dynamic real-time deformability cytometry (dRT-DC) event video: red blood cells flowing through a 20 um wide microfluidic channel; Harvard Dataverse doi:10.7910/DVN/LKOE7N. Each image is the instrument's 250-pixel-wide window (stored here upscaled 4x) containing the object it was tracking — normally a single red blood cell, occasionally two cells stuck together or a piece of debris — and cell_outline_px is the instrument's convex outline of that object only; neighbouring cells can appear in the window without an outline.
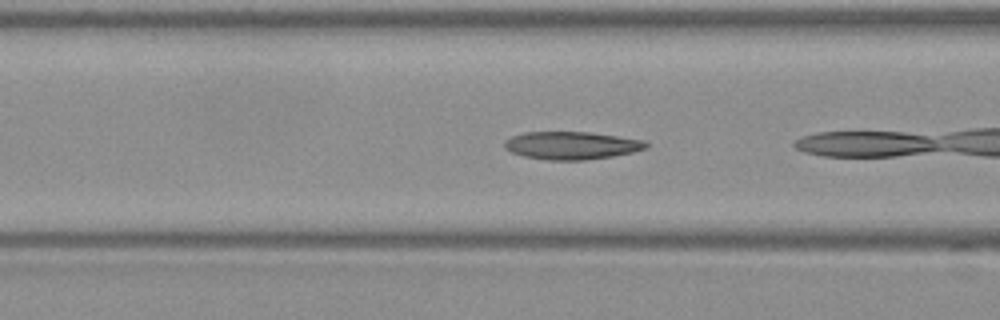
{"species": "Egyptian fruit bat (a non-hibernating species)", "species_latin": "Rousettus aegyptiacus", "temperature_condition": "warm", "stored_images_in_passage": 10, "camera_frame_rate_fps": 3000, "um_per_image_px": 0.085, "frame": {"image": 1, "passage_image": 4, "time_ms": 1.0, "image_size_px": [1000, 320], "cell_outline_px": [[648, 148], [632, 152], [612, 156], [584, 160], [548, 160], [524, 156], [512, 152], [504, 148], [504, 140], [512, 136], [524, 132], [592, 132], [644, 140], [648, 144]], "centroid_in_image_um": [48.58, 12.36], "position_along_channel_um": 118.0, "area_um2": 22.95}}
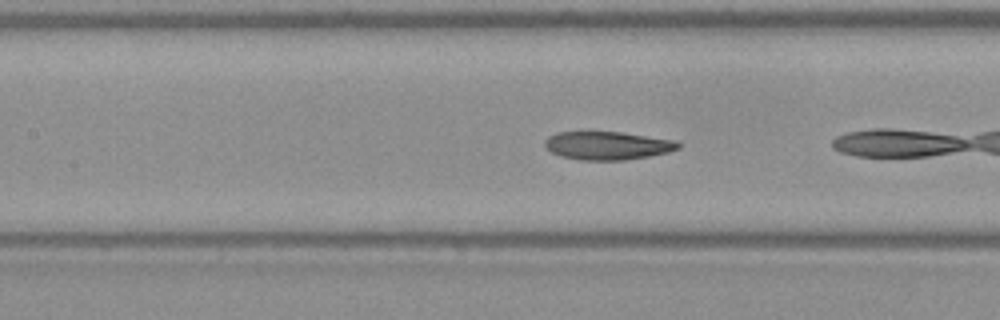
{"frame": {"image": 2, "passage_image": 7, "time_ms": 2.0, "image_size_px": [1000, 320], "cell_outline_px": [[680, 148], [668, 152], [648, 156], [624, 160], [580, 160], [560, 156], [552, 152], [544, 144], [544, 140], [548, 136], [556, 132], [620, 132], [676, 140], [680, 144]], "centroid_in_image_um": [51.63, 12.37], "position_along_channel_um": 155.8, "area_um2": 21.91}}